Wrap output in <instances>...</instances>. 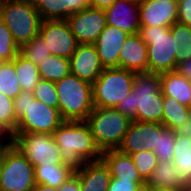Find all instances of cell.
Wrapping results in <instances>:
<instances>
[{
    "label": "cell",
    "mask_w": 191,
    "mask_h": 191,
    "mask_svg": "<svg viewBox=\"0 0 191 191\" xmlns=\"http://www.w3.org/2000/svg\"><path fill=\"white\" fill-rule=\"evenodd\" d=\"M164 96L160 74L135 73L132 91L116 108L132 121L162 123Z\"/></svg>",
    "instance_id": "6da1fadb"
},
{
    "label": "cell",
    "mask_w": 191,
    "mask_h": 191,
    "mask_svg": "<svg viewBox=\"0 0 191 191\" xmlns=\"http://www.w3.org/2000/svg\"><path fill=\"white\" fill-rule=\"evenodd\" d=\"M53 137L64 162L74 169L85 162L101 160L102 152L95 145L85 121H63L54 131Z\"/></svg>",
    "instance_id": "7a4b0ae2"
},
{
    "label": "cell",
    "mask_w": 191,
    "mask_h": 191,
    "mask_svg": "<svg viewBox=\"0 0 191 191\" xmlns=\"http://www.w3.org/2000/svg\"><path fill=\"white\" fill-rule=\"evenodd\" d=\"M14 112L18 121L15 132L53 134L63 122L57 108L35 99L31 92L17 95Z\"/></svg>",
    "instance_id": "3957f363"
},
{
    "label": "cell",
    "mask_w": 191,
    "mask_h": 191,
    "mask_svg": "<svg viewBox=\"0 0 191 191\" xmlns=\"http://www.w3.org/2000/svg\"><path fill=\"white\" fill-rule=\"evenodd\" d=\"M131 122L115 107H94L85 119L95 145L101 152L118 149Z\"/></svg>",
    "instance_id": "277c9868"
},
{
    "label": "cell",
    "mask_w": 191,
    "mask_h": 191,
    "mask_svg": "<svg viewBox=\"0 0 191 191\" xmlns=\"http://www.w3.org/2000/svg\"><path fill=\"white\" fill-rule=\"evenodd\" d=\"M55 86L63 121H85L94 109L92 84L70 73Z\"/></svg>",
    "instance_id": "5b68a950"
},
{
    "label": "cell",
    "mask_w": 191,
    "mask_h": 191,
    "mask_svg": "<svg viewBox=\"0 0 191 191\" xmlns=\"http://www.w3.org/2000/svg\"><path fill=\"white\" fill-rule=\"evenodd\" d=\"M0 17L19 48L39 34L42 18L33 1H1Z\"/></svg>",
    "instance_id": "8992f818"
},
{
    "label": "cell",
    "mask_w": 191,
    "mask_h": 191,
    "mask_svg": "<svg viewBox=\"0 0 191 191\" xmlns=\"http://www.w3.org/2000/svg\"><path fill=\"white\" fill-rule=\"evenodd\" d=\"M139 34L148 49V72L161 74L177 70L178 44L170 27H140Z\"/></svg>",
    "instance_id": "52a82bcc"
},
{
    "label": "cell",
    "mask_w": 191,
    "mask_h": 191,
    "mask_svg": "<svg viewBox=\"0 0 191 191\" xmlns=\"http://www.w3.org/2000/svg\"><path fill=\"white\" fill-rule=\"evenodd\" d=\"M36 185L34 166L12 143L2 147L0 191H30Z\"/></svg>",
    "instance_id": "ba28073f"
},
{
    "label": "cell",
    "mask_w": 191,
    "mask_h": 191,
    "mask_svg": "<svg viewBox=\"0 0 191 191\" xmlns=\"http://www.w3.org/2000/svg\"><path fill=\"white\" fill-rule=\"evenodd\" d=\"M136 72L104 68L92 84L94 107H115L132 91Z\"/></svg>",
    "instance_id": "9c48e42d"
},
{
    "label": "cell",
    "mask_w": 191,
    "mask_h": 191,
    "mask_svg": "<svg viewBox=\"0 0 191 191\" xmlns=\"http://www.w3.org/2000/svg\"><path fill=\"white\" fill-rule=\"evenodd\" d=\"M11 143L15 145L35 167L41 165L67 164L53 134L14 132Z\"/></svg>",
    "instance_id": "30bf717a"
},
{
    "label": "cell",
    "mask_w": 191,
    "mask_h": 191,
    "mask_svg": "<svg viewBox=\"0 0 191 191\" xmlns=\"http://www.w3.org/2000/svg\"><path fill=\"white\" fill-rule=\"evenodd\" d=\"M39 35L52 55L69 59L78 42L67 20H42Z\"/></svg>",
    "instance_id": "8fae6325"
},
{
    "label": "cell",
    "mask_w": 191,
    "mask_h": 191,
    "mask_svg": "<svg viewBox=\"0 0 191 191\" xmlns=\"http://www.w3.org/2000/svg\"><path fill=\"white\" fill-rule=\"evenodd\" d=\"M67 22L78 44H94L107 25L104 10L91 6L73 13Z\"/></svg>",
    "instance_id": "7c38bea8"
},
{
    "label": "cell",
    "mask_w": 191,
    "mask_h": 191,
    "mask_svg": "<svg viewBox=\"0 0 191 191\" xmlns=\"http://www.w3.org/2000/svg\"><path fill=\"white\" fill-rule=\"evenodd\" d=\"M166 127L162 123L132 121L118 150L132 155L157 148L158 135Z\"/></svg>",
    "instance_id": "4fadbf2b"
},
{
    "label": "cell",
    "mask_w": 191,
    "mask_h": 191,
    "mask_svg": "<svg viewBox=\"0 0 191 191\" xmlns=\"http://www.w3.org/2000/svg\"><path fill=\"white\" fill-rule=\"evenodd\" d=\"M140 27H171L177 22V0H140Z\"/></svg>",
    "instance_id": "5bb4252c"
},
{
    "label": "cell",
    "mask_w": 191,
    "mask_h": 191,
    "mask_svg": "<svg viewBox=\"0 0 191 191\" xmlns=\"http://www.w3.org/2000/svg\"><path fill=\"white\" fill-rule=\"evenodd\" d=\"M69 62L71 74L91 84L104 70L94 44H78Z\"/></svg>",
    "instance_id": "9a60e30c"
},
{
    "label": "cell",
    "mask_w": 191,
    "mask_h": 191,
    "mask_svg": "<svg viewBox=\"0 0 191 191\" xmlns=\"http://www.w3.org/2000/svg\"><path fill=\"white\" fill-rule=\"evenodd\" d=\"M106 24L120 28L129 35L137 34L140 30L139 2L131 0H116L104 10Z\"/></svg>",
    "instance_id": "2e32d148"
},
{
    "label": "cell",
    "mask_w": 191,
    "mask_h": 191,
    "mask_svg": "<svg viewBox=\"0 0 191 191\" xmlns=\"http://www.w3.org/2000/svg\"><path fill=\"white\" fill-rule=\"evenodd\" d=\"M128 36L120 28L106 25L94 43L103 68H119V53Z\"/></svg>",
    "instance_id": "e0dca14e"
},
{
    "label": "cell",
    "mask_w": 191,
    "mask_h": 191,
    "mask_svg": "<svg viewBox=\"0 0 191 191\" xmlns=\"http://www.w3.org/2000/svg\"><path fill=\"white\" fill-rule=\"evenodd\" d=\"M119 68L148 72V49L139 33L129 35L119 53Z\"/></svg>",
    "instance_id": "ac0fdd59"
},
{
    "label": "cell",
    "mask_w": 191,
    "mask_h": 191,
    "mask_svg": "<svg viewBox=\"0 0 191 191\" xmlns=\"http://www.w3.org/2000/svg\"><path fill=\"white\" fill-rule=\"evenodd\" d=\"M74 174L79 178L81 191H107L111 180L109 167L102 159L85 162L75 168Z\"/></svg>",
    "instance_id": "d6986e66"
},
{
    "label": "cell",
    "mask_w": 191,
    "mask_h": 191,
    "mask_svg": "<svg viewBox=\"0 0 191 191\" xmlns=\"http://www.w3.org/2000/svg\"><path fill=\"white\" fill-rule=\"evenodd\" d=\"M101 159L109 167L111 177L132 180L134 183H145L131 155L124 154L118 149L108 150L102 152Z\"/></svg>",
    "instance_id": "ffe728a7"
},
{
    "label": "cell",
    "mask_w": 191,
    "mask_h": 191,
    "mask_svg": "<svg viewBox=\"0 0 191 191\" xmlns=\"http://www.w3.org/2000/svg\"><path fill=\"white\" fill-rule=\"evenodd\" d=\"M182 182L191 185V132L175 131V146L172 161Z\"/></svg>",
    "instance_id": "44dd1931"
},
{
    "label": "cell",
    "mask_w": 191,
    "mask_h": 191,
    "mask_svg": "<svg viewBox=\"0 0 191 191\" xmlns=\"http://www.w3.org/2000/svg\"><path fill=\"white\" fill-rule=\"evenodd\" d=\"M163 96H172L179 103L191 106V85L189 79L178 70L160 74Z\"/></svg>",
    "instance_id": "7402d4cb"
},
{
    "label": "cell",
    "mask_w": 191,
    "mask_h": 191,
    "mask_svg": "<svg viewBox=\"0 0 191 191\" xmlns=\"http://www.w3.org/2000/svg\"><path fill=\"white\" fill-rule=\"evenodd\" d=\"M146 183L154 189H188V187L182 182L173 163L168 161H158L156 168L151 173Z\"/></svg>",
    "instance_id": "603a6c76"
},
{
    "label": "cell",
    "mask_w": 191,
    "mask_h": 191,
    "mask_svg": "<svg viewBox=\"0 0 191 191\" xmlns=\"http://www.w3.org/2000/svg\"><path fill=\"white\" fill-rule=\"evenodd\" d=\"M189 107L179 103L172 96H164L162 124L171 130H186Z\"/></svg>",
    "instance_id": "cb8c5ba5"
},
{
    "label": "cell",
    "mask_w": 191,
    "mask_h": 191,
    "mask_svg": "<svg viewBox=\"0 0 191 191\" xmlns=\"http://www.w3.org/2000/svg\"><path fill=\"white\" fill-rule=\"evenodd\" d=\"M36 184H43L58 189L72 174L74 168L70 164H54L35 166Z\"/></svg>",
    "instance_id": "d4e9b609"
},
{
    "label": "cell",
    "mask_w": 191,
    "mask_h": 191,
    "mask_svg": "<svg viewBox=\"0 0 191 191\" xmlns=\"http://www.w3.org/2000/svg\"><path fill=\"white\" fill-rule=\"evenodd\" d=\"M14 67L22 91L32 93L41 80L38 67L20 54L14 58Z\"/></svg>",
    "instance_id": "484cf974"
},
{
    "label": "cell",
    "mask_w": 191,
    "mask_h": 191,
    "mask_svg": "<svg viewBox=\"0 0 191 191\" xmlns=\"http://www.w3.org/2000/svg\"><path fill=\"white\" fill-rule=\"evenodd\" d=\"M41 79L56 82L70 74V62L65 57L50 55L37 66Z\"/></svg>",
    "instance_id": "4316f807"
},
{
    "label": "cell",
    "mask_w": 191,
    "mask_h": 191,
    "mask_svg": "<svg viewBox=\"0 0 191 191\" xmlns=\"http://www.w3.org/2000/svg\"><path fill=\"white\" fill-rule=\"evenodd\" d=\"M22 91L14 67V59L11 61H4L0 65V93L15 99Z\"/></svg>",
    "instance_id": "83f0119b"
},
{
    "label": "cell",
    "mask_w": 191,
    "mask_h": 191,
    "mask_svg": "<svg viewBox=\"0 0 191 191\" xmlns=\"http://www.w3.org/2000/svg\"><path fill=\"white\" fill-rule=\"evenodd\" d=\"M170 29L177 40L179 51L176 54V64L180 65L191 59V27L175 22Z\"/></svg>",
    "instance_id": "f1b7e54d"
},
{
    "label": "cell",
    "mask_w": 191,
    "mask_h": 191,
    "mask_svg": "<svg viewBox=\"0 0 191 191\" xmlns=\"http://www.w3.org/2000/svg\"><path fill=\"white\" fill-rule=\"evenodd\" d=\"M19 54L39 66L44 59L52 55L42 37L38 34L30 42L19 48Z\"/></svg>",
    "instance_id": "f546056e"
},
{
    "label": "cell",
    "mask_w": 191,
    "mask_h": 191,
    "mask_svg": "<svg viewBox=\"0 0 191 191\" xmlns=\"http://www.w3.org/2000/svg\"><path fill=\"white\" fill-rule=\"evenodd\" d=\"M175 146V130L165 128L158 135L157 148L153 149L158 161H173Z\"/></svg>",
    "instance_id": "4dcf8cb0"
},
{
    "label": "cell",
    "mask_w": 191,
    "mask_h": 191,
    "mask_svg": "<svg viewBox=\"0 0 191 191\" xmlns=\"http://www.w3.org/2000/svg\"><path fill=\"white\" fill-rule=\"evenodd\" d=\"M17 122L14 99L0 93V126L11 136L15 132Z\"/></svg>",
    "instance_id": "1f68e13d"
},
{
    "label": "cell",
    "mask_w": 191,
    "mask_h": 191,
    "mask_svg": "<svg viewBox=\"0 0 191 191\" xmlns=\"http://www.w3.org/2000/svg\"><path fill=\"white\" fill-rule=\"evenodd\" d=\"M132 158L139 175L146 182L157 166L158 159L153 151H139L133 153Z\"/></svg>",
    "instance_id": "d6a6232c"
},
{
    "label": "cell",
    "mask_w": 191,
    "mask_h": 191,
    "mask_svg": "<svg viewBox=\"0 0 191 191\" xmlns=\"http://www.w3.org/2000/svg\"><path fill=\"white\" fill-rule=\"evenodd\" d=\"M35 99L58 109V95L55 82L41 79L32 92Z\"/></svg>",
    "instance_id": "836d02e7"
},
{
    "label": "cell",
    "mask_w": 191,
    "mask_h": 191,
    "mask_svg": "<svg viewBox=\"0 0 191 191\" xmlns=\"http://www.w3.org/2000/svg\"><path fill=\"white\" fill-rule=\"evenodd\" d=\"M19 54V47L15 43L11 32L0 17V57L4 61H11Z\"/></svg>",
    "instance_id": "e575fe53"
},
{
    "label": "cell",
    "mask_w": 191,
    "mask_h": 191,
    "mask_svg": "<svg viewBox=\"0 0 191 191\" xmlns=\"http://www.w3.org/2000/svg\"><path fill=\"white\" fill-rule=\"evenodd\" d=\"M60 0H33L42 20H60Z\"/></svg>",
    "instance_id": "d590c367"
},
{
    "label": "cell",
    "mask_w": 191,
    "mask_h": 191,
    "mask_svg": "<svg viewBox=\"0 0 191 191\" xmlns=\"http://www.w3.org/2000/svg\"><path fill=\"white\" fill-rule=\"evenodd\" d=\"M60 20H67L73 13L88 7L90 0H60Z\"/></svg>",
    "instance_id": "8d00e7d4"
},
{
    "label": "cell",
    "mask_w": 191,
    "mask_h": 191,
    "mask_svg": "<svg viewBox=\"0 0 191 191\" xmlns=\"http://www.w3.org/2000/svg\"><path fill=\"white\" fill-rule=\"evenodd\" d=\"M177 22L191 27V0H177Z\"/></svg>",
    "instance_id": "74e56055"
},
{
    "label": "cell",
    "mask_w": 191,
    "mask_h": 191,
    "mask_svg": "<svg viewBox=\"0 0 191 191\" xmlns=\"http://www.w3.org/2000/svg\"><path fill=\"white\" fill-rule=\"evenodd\" d=\"M142 184L144 183H134L132 180L111 177L107 191H135Z\"/></svg>",
    "instance_id": "f35d334b"
},
{
    "label": "cell",
    "mask_w": 191,
    "mask_h": 191,
    "mask_svg": "<svg viewBox=\"0 0 191 191\" xmlns=\"http://www.w3.org/2000/svg\"><path fill=\"white\" fill-rule=\"evenodd\" d=\"M58 191H81L79 178L72 174L58 189Z\"/></svg>",
    "instance_id": "ab89813d"
},
{
    "label": "cell",
    "mask_w": 191,
    "mask_h": 191,
    "mask_svg": "<svg viewBox=\"0 0 191 191\" xmlns=\"http://www.w3.org/2000/svg\"><path fill=\"white\" fill-rule=\"evenodd\" d=\"M116 0H90L89 6L93 8H98L101 10H106L109 8Z\"/></svg>",
    "instance_id": "60d3db41"
},
{
    "label": "cell",
    "mask_w": 191,
    "mask_h": 191,
    "mask_svg": "<svg viewBox=\"0 0 191 191\" xmlns=\"http://www.w3.org/2000/svg\"><path fill=\"white\" fill-rule=\"evenodd\" d=\"M177 70L189 79L191 77V59L178 65Z\"/></svg>",
    "instance_id": "b9f144b4"
},
{
    "label": "cell",
    "mask_w": 191,
    "mask_h": 191,
    "mask_svg": "<svg viewBox=\"0 0 191 191\" xmlns=\"http://www.w3.org/2000/svg\"><path fill=\"white\" fill-rule=\"evenodd\" d=\"M2 137H5L4 139L8 140L5 141V143L3 142L4 139H2ZM11 143V138L10 136L2 129V127L0 126V147L3 146H7Z\"/></svg>",
    "instance_id": "7bdbcfd3"
},
{
    "label": "cell",
    "mask_w": 191,
    "mask_h": 191,
    "mask_svg": "<svg viewBox=\"0 0 191 191\" xmlns=\"http://www.w3.org/2000/svg\"><path fill=\"white\" fill-rule=\"evenodd\" d=\"M30 191H58L56 188L43 184H36Z\"/></svg>",
    "instance_id": "ee69618b"
},
{
    "label": "cell",
    "mask_w": 191,
    "mask_h": 191,
    "mask_svg": "<svg viewBox=\"0 0 191 191\" xmlns=\"http://www.w3.org/2000/svg\"><path fill=\"white\" fill-rule=\"evenodd\" d=\"M151 191H188V189H176V188H160V189H154V188H151Z\"/></svg>",
    "instance_id": "f6af8a7d"
},
{
    "label": "cell",
    "mask_w": 191,
    "mask_h": 191,
    "mask_svg": "<svg viewBox=\"0 0 191 191\" xmlns=\"http://www.w3.org/2000/svg\"><path fill=\"white\" fill-rule=\"evenodd\" d=\"M135 191H151V187L145 182L144 184L138 186Z\"/></svg>",
    "instance_id": "bcb514c9"
},
{
    "label": "cell",
    "mask_w": 191,
    "mask_h": 191,
    "mask_svg": "<svg viewBox=\"0 0 191 191\" xmlns=\"http://www.w3.org/2000/svg\"><path fill=\"white\" fill-rule=\"evenodd\" d=\"M186 131L191 132V106L189 107L188 125Z\"/></svg>",
    "instance_id": "7dc6e473"
},
{
    "label": "cell",
    "mask_w": 191,
    "mask_h": 191,
    "mask_svg": "<svg viewBox=\"0 0 191 191\" xmlns=\"http://www.w3.org/2000/svg\"><path fill=\"white\" fill-rule=\"evenodd\" d=\"M1 167H2V147H0V173H1Z\"/></svg>",
    "instance_id": "c3c4849f"
},
{
    "label": "cell",
    "mask_w": 191,
    "mask_h": 191,
    "mask_svg": "<svg viewBox=\"0 0 191 191\" xmlns=\"http://www.w3.org/2000/svg\"><path fill=\"white\" fill-rule=\"evenodd\" d=\"M4 62V60L0 57V65Z\"/></svg>",
    "instance_id": "681fc988"
}]
</instances>
